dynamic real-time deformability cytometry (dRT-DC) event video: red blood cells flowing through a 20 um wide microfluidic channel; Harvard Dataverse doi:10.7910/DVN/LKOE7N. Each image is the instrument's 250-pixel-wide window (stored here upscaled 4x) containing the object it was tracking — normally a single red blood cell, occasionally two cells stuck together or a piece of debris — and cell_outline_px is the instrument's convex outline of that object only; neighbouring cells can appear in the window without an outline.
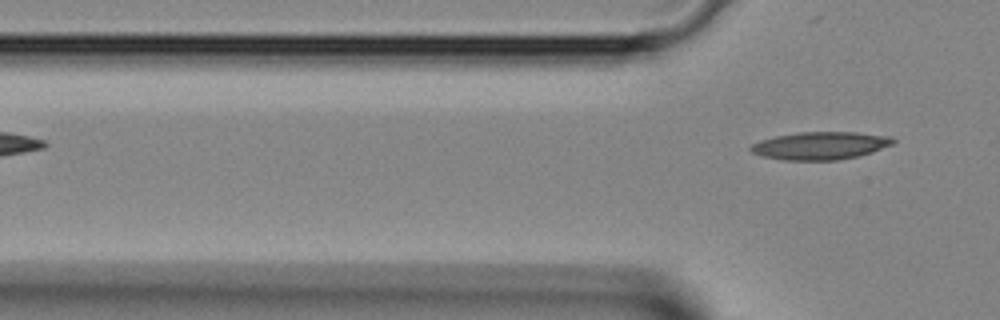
{"species": "Egyptian fruit bat (a non-hibernating species)", "species_latin": "Rousettus aegyptiacus", "temperature_condition": "room temperature", "stored_images_in_passage": 2, "camera_frame_rate_fps": 3000, "um_per_image_px": 0.085, "animal": {"sex": "female"}, "frame": {"image": 1, "passage_image": 2, "time_ms": 0.333, "image_size_px": [1000, 320], "cell_outline_px": [[896, 140], [892, 144], [872, 152], [856, 156], [836, 160], [784, 160], [764, 156], [752, 152], [748, 148], [752, 144], [760, 140], [776, 136], [800, 132], [856, 132], [892, 136]], "centroid_in_image_um": [69.74, 12.37], "position_along_channel_um": 56.1, "area_um2": 22.89}}